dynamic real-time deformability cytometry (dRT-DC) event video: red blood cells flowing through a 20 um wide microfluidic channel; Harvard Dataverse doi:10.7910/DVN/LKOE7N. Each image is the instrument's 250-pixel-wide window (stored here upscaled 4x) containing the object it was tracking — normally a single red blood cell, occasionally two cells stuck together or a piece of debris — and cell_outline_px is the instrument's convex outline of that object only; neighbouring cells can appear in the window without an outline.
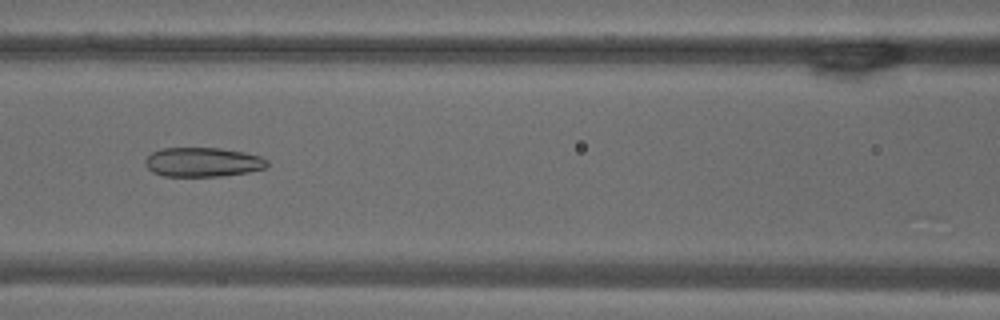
{"species": "common noctule bat (a hibernating species)", "species_latin": "Nyctalus noctula", "temperature_condition": "warm", "stored_images_in_passage": 54, "camera_frame_rate_fps": 3000, "um_per_image_px": 0.085, "animal": {"sex": "male", "body_mass_g": 18.8}, "frame": {"image": 1, "passage_image": 24, "time_ms": 7.667, "image_size_px": [1000, 320], "cell_outline_px": [[268, 164], [264, 168], [248, 172], [224, 176], [164, 176], [152, 172], [144, 164], [144, 160], [152, 152], [160, 148], [220, 148], [244, 152], [260, 156], [268, 160]], "centroid_in_image_um": [17.22, 13.78], "position_along_channel_um": 149.4, "area_um2": 20.92}}
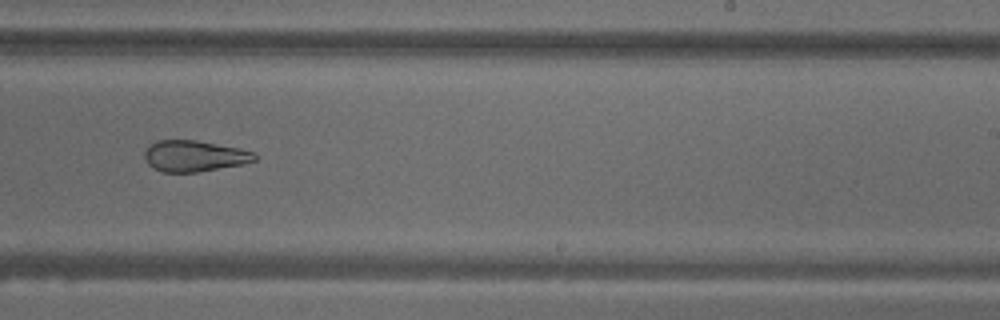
{"frame": {"image": 2, "passage_image": 34, "time_ms": 11.0, "image_size_px": [1000, 320], "cell_outline_px": [[256, 160], [244, 164], [196, 172], [164, 172], [152, 168], [148, 164], [144, 156], [144, 152], [156, 140], [196, 140], [240, 148], [256, 152]], "centroid_in_image_um": [16.54, 13.26], "position_along_channel_um": 272.5, "area_um2": 20.0}}
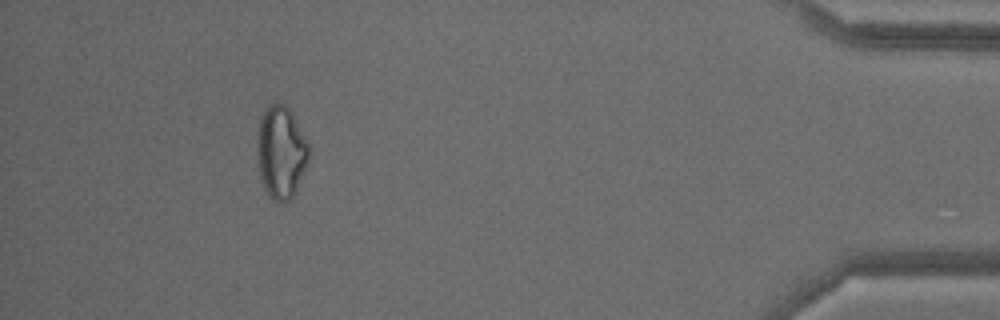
{"frame": {"image": 3, "passage_image": 50, "time_ms": 16.333, "image_size_px": [1000, 320], "cell_outline_px": [[308, 160], [296, 192], [284, 204], [276, 204], [268, 196], [264, 188], [260, 176], [256, 148], [260, 120], [264, 108], [268, 104], [284, 104], [292, 112], [308, 144]], "centroid_in_image_um": [23.86, 12.98], "position_along_channel_um": 411.3, "area_um2": 27.98}, "authors_computed_cell_mechanics": {"area_um2": 26.4146, "velocity_mm_per_s": 3.7042, "shape_relaxation_time_tau1_ms": null, "shape_relaxation_time_tau2_ms": 2.7049, "deformation_change_tau1": null, "deformation_change_tau2": 0.1136}}